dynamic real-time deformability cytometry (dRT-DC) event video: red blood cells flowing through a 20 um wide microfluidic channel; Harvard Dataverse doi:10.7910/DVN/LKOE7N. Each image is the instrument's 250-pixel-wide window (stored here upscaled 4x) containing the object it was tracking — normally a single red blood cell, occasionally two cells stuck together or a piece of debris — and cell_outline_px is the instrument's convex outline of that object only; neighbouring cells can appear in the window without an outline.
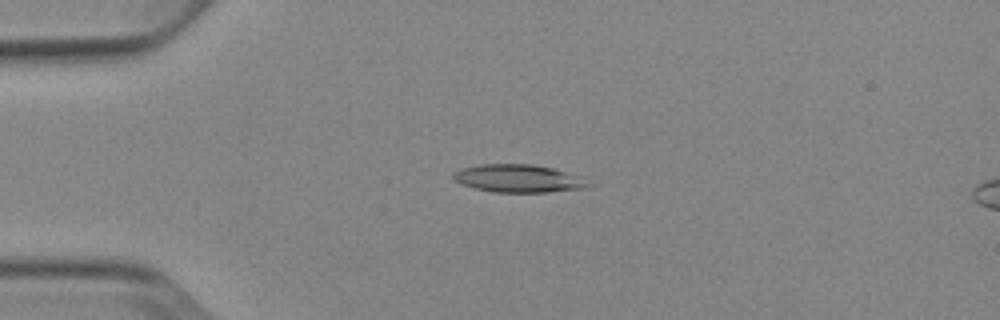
{"species": "Egyptian fruit bat (a non-hibernating species)", "species_latin": "Rousettus aegyptiacus", "temperature_condition": "cold", "stored_images_in_passage": 9, "camera_frame_rate_fps": 3000, "um_per_image_px": 0.085, "animal": {"sex": "female"}, "frame": {"image": 1, "passage_image": 3, "time_ms": 3.333, "image_size_px": [1000, 320], "cell_outline_px": [[596, 184], [588, 188], [548, 192], [492, 192], [460, 184], [452, 180], [452, 172], [460, 168], [480, 164], [532, 164], [552, 168], [584, 176]], "centroid_in_image_um": [44.13, 15.17], "position_along_channel_um": 40.9, "area_um2": 22.54}}
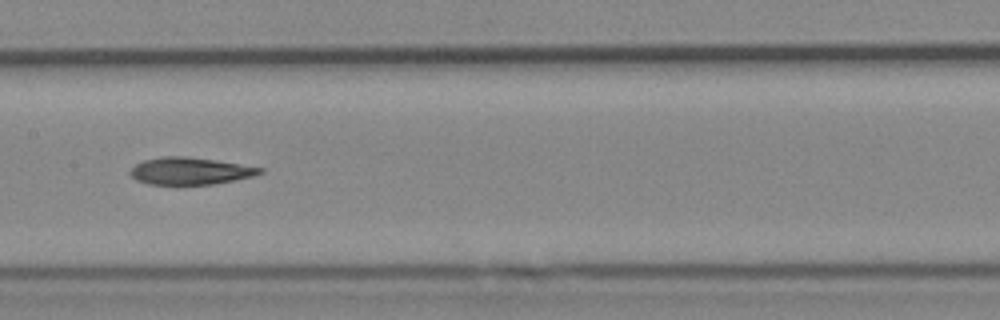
{"frame": {"image": 2, "passage_image": 7, "time_ms": 8.0, "image_size_px": [1000, 320], "cell_outline_px": [[264, 172], [252, 176], [212, 184], [148, 184], [136, 180], [128, 172], [136, 164], [144, 160], [160, 156], [184, 156], [216, 160], [264, 168]], "centroid_in_image_um": [16.13, 14.52], "position_along_channel_um": 191.3, "area_um2": 20.35}}
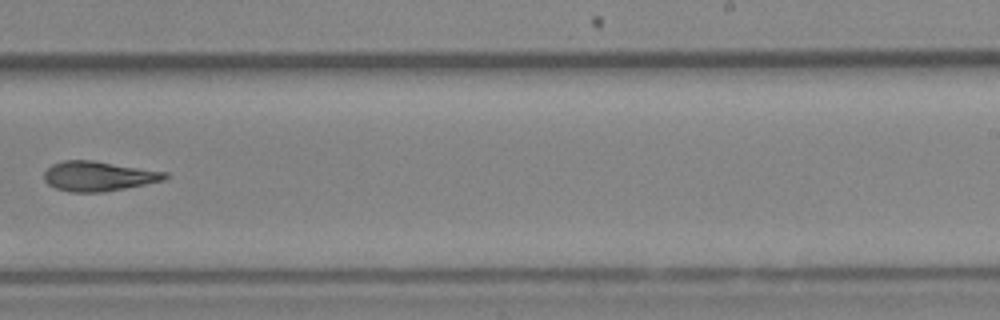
{"frame": {"image": 3, "passage_image": 9, "time_ms": 10.333, "image_size_px": [1000, 320], "cell_outline_px": [[168, 176], [164, 180], [104, 192], [72, 192], [56, 188], [48, 184], [44, 180], [44, 172], [52, 164], [64, 160], [92, 160], [168, 172]], "centroid_in_image_um": [8.35, 14.97], "position_along_channel_um": 280.6, "area_um2": 20.87}}